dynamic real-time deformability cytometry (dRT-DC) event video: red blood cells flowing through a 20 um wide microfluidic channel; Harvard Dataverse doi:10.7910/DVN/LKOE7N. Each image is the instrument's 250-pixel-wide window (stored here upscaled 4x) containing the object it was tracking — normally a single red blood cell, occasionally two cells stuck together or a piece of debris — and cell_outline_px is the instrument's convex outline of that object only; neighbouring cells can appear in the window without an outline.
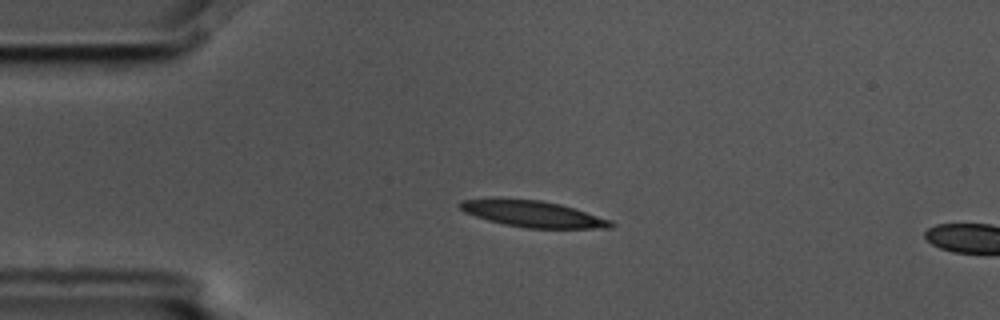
{"species": "common noctule bat (a hibernating species)", "species_latin": "Nyctalus noctula", "temperature_condition": "cold", "stored_images_in_passage": 4, "camera_frame_rate_fps": 3000, "um_per_image_px": 0.085, "animal": {"sex": "male", "body_mass_g": 17.5, "forearm_length_mm": 52.3}, "frame": {"image": 1, "passage_image": 3, "time_ms": 0.667, "image_size_px": [1000, 320], "cell_outline_px": [[616, 224], [612, 228], [528, 228], [504, 224], [488, 220], [464, 212], [456, 204], [460, 200], [492, 196], [496, 196], [540, 200], [560, 204], [612, 220]], "centroid_in_image_um": [45.2, 18.14], "position_along_channel_um": 39.8, "area_um2": 23.76}}